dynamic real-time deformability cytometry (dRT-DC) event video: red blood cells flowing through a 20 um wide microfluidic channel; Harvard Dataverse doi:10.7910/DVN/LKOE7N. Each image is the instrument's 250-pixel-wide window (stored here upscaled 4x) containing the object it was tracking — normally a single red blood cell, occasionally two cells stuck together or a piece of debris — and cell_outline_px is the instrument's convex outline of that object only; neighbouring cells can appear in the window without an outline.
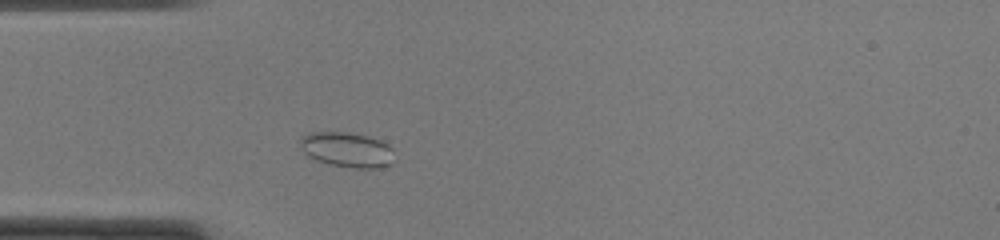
{"species": "common noctule bat (a hibernating species)", "species_latin": "Nyctalus noctula", "temperature_condition": "cold", "stored_images_in_passage": 41, "segment_of_instrument_passage": [1, 2], "camera_frame_rate_fps": 3000, "um_per_image_px": 0.085, "animal": {"sex": "female", "body_mass_g": 22.0, "forearm_length_mm": 56.7}, "frame": {"image": 1, "passage_image": 6, "time_ms": 1.667, "image_size_px": [1000, 240], "cell_outline_px": [[388, 164], [368, 168], [360, 168], [336, 164], [320, 160], [312, 156], [308, 152], [304, 140], [308, 136], [320, 132], [336, 132], [364, 136], [376, 140], [384, 144], [388, 148]], "centroid_in_image_um": [29.52, 12.72], "position_along_channel_um": 55.5, "area_um2": 16.65}}
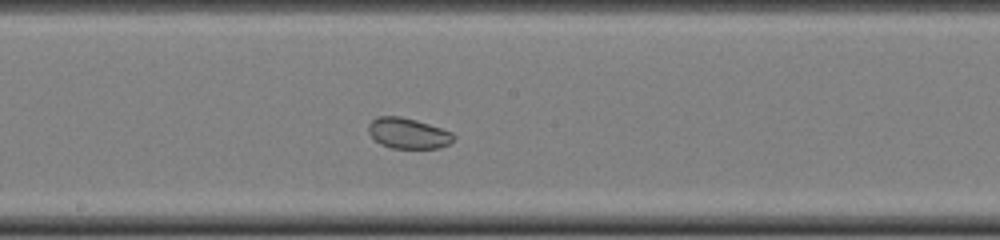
{"frame": {"image": 2, "passage_image": 18, "time_ms": 5.667, "image_size_px": [1000, 240], "cell_outline_px": [[452, 140], [448, 144], [436, 148], [392, 148], [376, 140], [372, 136], [368, 128], [368, 124], [372, 120], [380, 116], [396, 116], [416, 120], [452, 132]], "centroid_in_image_um": [34.67, 11.32], "position_along_channel_um": 213.5, "area_um2": 14.68}}
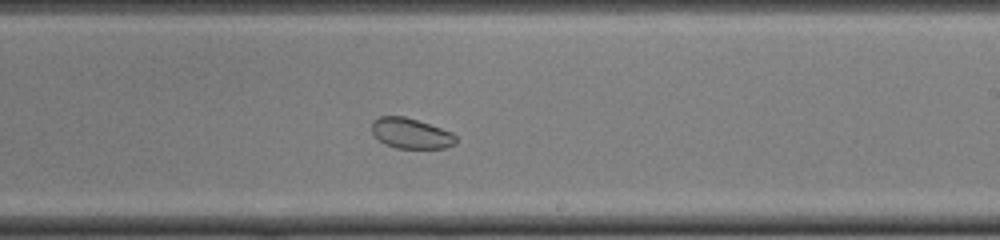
{"frame": {"image": 3, "passage_image": 21, "time_ms": 6.667, "image_size_px": [1000, 240], "cell_outline_px": [[456, 140], [452, 144], [444, 148], [396, 148], [380, 140], [372, 132], [372, 124], [380, 116], [404, 116], [452, 132], [456, 136]], "centroid_in_image_um": [34.93, 11.33], "position_along_channel_um": 254.1, "area_um2": 14.45}}